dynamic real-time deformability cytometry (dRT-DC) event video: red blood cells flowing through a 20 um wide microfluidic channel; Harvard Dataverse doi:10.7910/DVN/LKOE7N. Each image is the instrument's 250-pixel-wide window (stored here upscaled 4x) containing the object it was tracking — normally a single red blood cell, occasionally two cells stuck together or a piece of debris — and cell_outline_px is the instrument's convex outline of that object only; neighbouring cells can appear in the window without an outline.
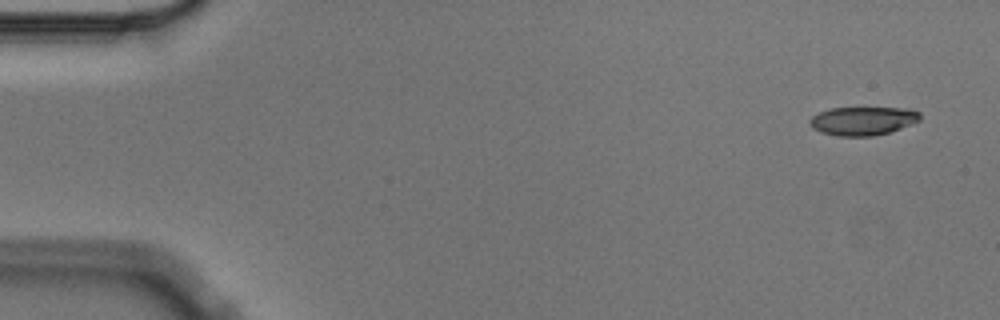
{"species": "Egyptian fruit bat (a non-hibernating species)", "species_latin": "Rousettus aegyptiacus", "temperature_condition": "cold", "stored_images_in_passage": 4, "camera_frame_rate_fps": 3000, "um_per_image_px": 0.085, "animal": {"sex": "male"}, "frame": {"image": 1, "passage_image": 1, "time_ms": 0.0, "image_size_px": [1000, 320], "cell_outline_px": [[920, 120], [912, 124], [892, 132], [872, 136], [836, 136], [820, 132], [812, 128], [808, 124], [808, 120], [812, 116], [820, 112], [832, 108], [908, 108], [920, 112]], "centroid_in_image_um": [73.34, 10.28], "position_along_channel_um": 11.7, "area_um2": 18.55}}
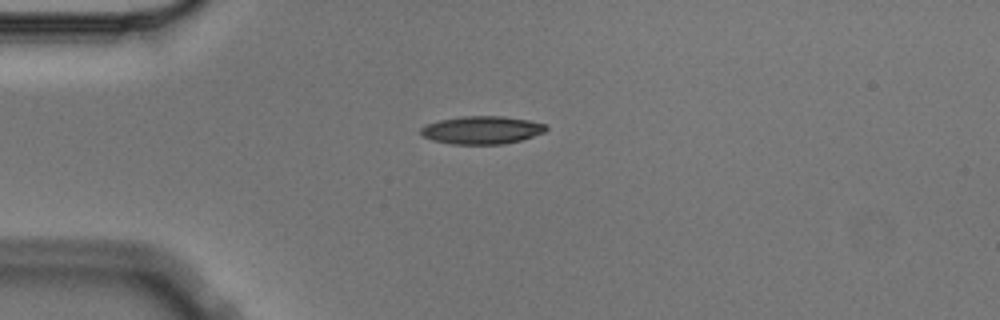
{"frame": {"image": 2, "passage_image": 4, "time_ms": 1.0, "image_size_px": [1000, 320], "cell_outline_px": [[548, 128], [544, 132], [520, 140], [504, 144], [452, 144], [432, 140], [424, 136], [420, 132], [420, 128], [428, 124], [440, 120], [460, 116], [504, 116], [528, 120], [544, 124]], "centroid_in_image_um": [40.95, 11.05], "position_along_channel_um": 44.1, "area_um2": 20.23}}